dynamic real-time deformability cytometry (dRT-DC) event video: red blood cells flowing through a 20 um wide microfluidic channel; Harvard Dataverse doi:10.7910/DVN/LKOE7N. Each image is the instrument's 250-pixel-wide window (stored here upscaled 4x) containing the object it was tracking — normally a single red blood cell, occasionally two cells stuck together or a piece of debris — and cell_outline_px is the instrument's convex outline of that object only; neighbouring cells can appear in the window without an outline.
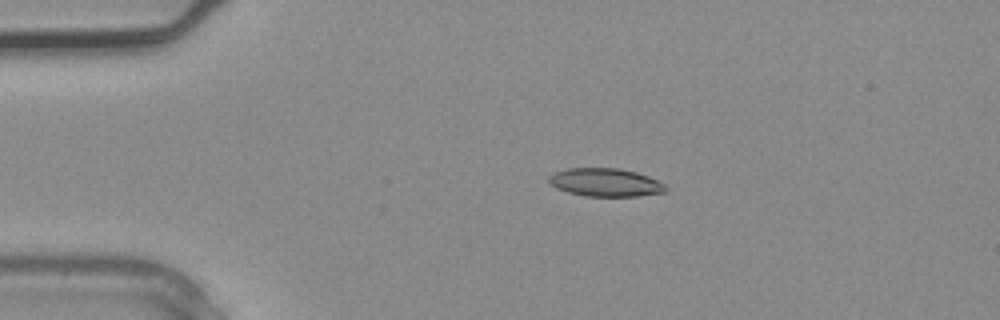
{"species": "common noctule bat (a hibernating species)", "species_latin": "Nyctalus noctula", "temperature_condition": "warm", "stored_images_in_passage": 3, "camera_frame_rate_fps": 3000, "um_per_image_px": 0.085, "animal": {"sex": "male", "body_mass_g": 20.4}, "frame": {"image": 1, "passage_image": 2, "time_ms": 0.333, "image_size_px": [1000, 320], "cell_outline_px": [[668, 192], [640, 196], [584, 196], [568, 192], [556, 188], [548, 180], [548, 176], [556, 172], [568, 168], [620, 168], [636, 172], [648, 176], [664, 184], [668, 188]], "centroid_in_image_um": [51.49, 15.51], "position_along_channel_um": 33.5, "area_um2": 19.25}}
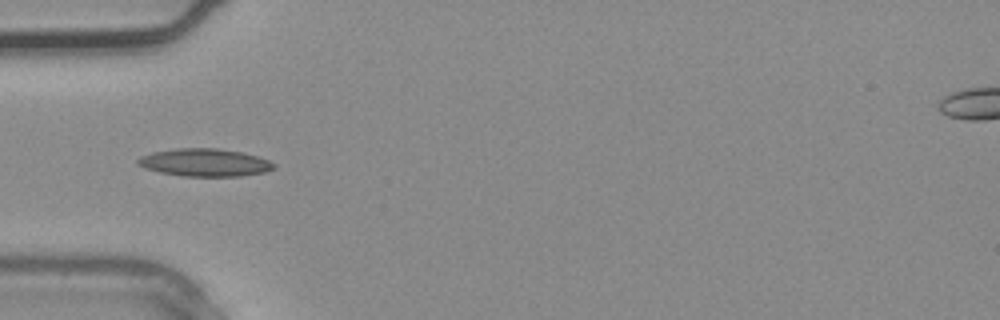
{"frame": {"image": 2, "passage_image": 3, "time_ms": 0.667, "image_size_px": [1000, 320], "cell_outline_px": [[276, 168], [264, 172], [240, 176], [180, 176], [160, 172], [144, 168], [136, 164], [136, 160], [140, 156], [152, 152], [176, 148], [216, 148], [240, 152], [256, 156], [268, 160], [276, 164]], "centroid_in_image_um": [17.37, 13.81], "position_along_channel_um": 67.6, "area_um2": 22.02}}